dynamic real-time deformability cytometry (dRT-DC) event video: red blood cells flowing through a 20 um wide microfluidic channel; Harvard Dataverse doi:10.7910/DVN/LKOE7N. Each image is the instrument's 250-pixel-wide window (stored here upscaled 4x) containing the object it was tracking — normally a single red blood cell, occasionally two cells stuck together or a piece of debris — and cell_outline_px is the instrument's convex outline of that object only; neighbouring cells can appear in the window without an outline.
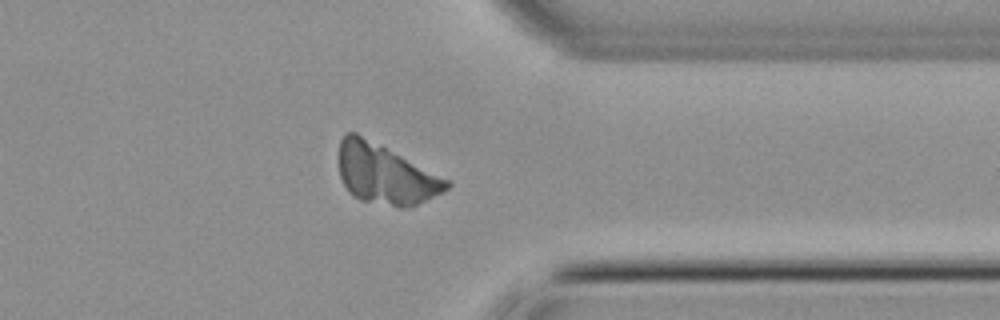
{"species": "common noctule bat (a hibernating species)", "species_latin": "Nyctalus noctula", "temperature_condition": "cold", "stored_images_in_passage": 37, "camera_frame_rate_fps": 3000, "um_per_image_px": 0.085, "animal": {"sex": "male", "body_mass_g": 21.5, "forearm_length_mm": 52.0}, "frame": {"image": 1, "passage_image": 27, "time_ms": 8.667, "image_size_px": [1000, 320], "cell_outline_px": [[452, 184], [448, 188], [408, 208], [400, 208], [360, 200], [352, 196], [348, 192], [340, 176], [340, 140], [344, 132], [356, 132], [452, 180]], "centroid_in_image_um": [32.76, 14.8], "position_along_channel_um": 378.6, "area_um2": 37.69}}
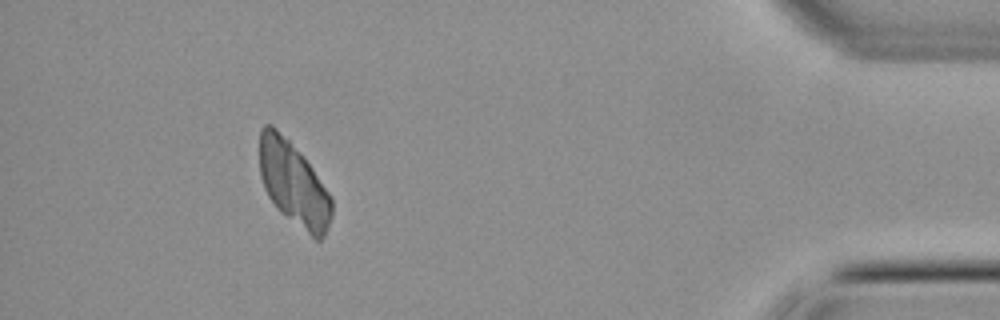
{"frame": {"image": 2, "passage_image": 33, "time_ms": 10.667, "image_size_px": [1000, 320], "cell_outline_px": [[332, 216], [328, 228], [324, 236], [320, 240], [316, 240], [280, 212], [276, 208], [268, 196], [264, 188], [260, 176], [260, 128], [264, 124], [272, 124], [288, 140], [308, 164], [328, 192], [332, 200]], "centroid_in_image_um": [24.93, 15.65], "position_along_channel_um": 410.3, "area_um2": 34.85}}